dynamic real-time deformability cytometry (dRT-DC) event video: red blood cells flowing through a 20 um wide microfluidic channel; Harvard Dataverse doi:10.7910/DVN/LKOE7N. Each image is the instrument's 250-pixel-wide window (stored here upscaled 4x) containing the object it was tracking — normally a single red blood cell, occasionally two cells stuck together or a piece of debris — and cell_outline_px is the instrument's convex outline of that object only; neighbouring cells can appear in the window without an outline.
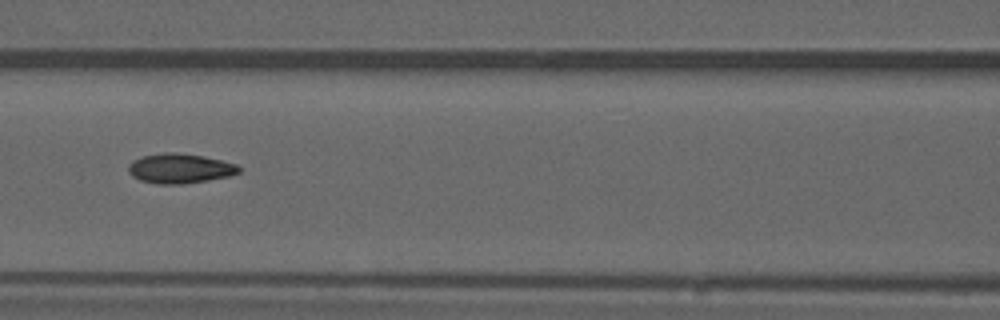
{"species": "common noctule bat (a hibernating species)", "species_latin": "Nyctalus noctula", "temperature_condition": "warm", "stored_images_in_passage": 52, "camera_frame_rate_fps": 3000, "um_per_image_px": 0.085, "animal": {"sex": "male", "forearm_length_mm": 52.5}, "frame": {"image": 1, "passage_image": 23, "time_ms": 7.333, "image_size_px": [1000, 320], "cell_outline_px": [[240, 172], [228, 176], [208, 180], [184, 184], [160, 184], [140, 180], [132, 176], [128, 172], [128, 164], [132, 160], [144, 156], [164, 152], [176, 152], [204, 156], [236, 164], [240, 168]], "centroid_in_image_um": [15.26, 14.31], "position_along_channel_um": 151.3, "area_um2": 19.13}, "authors_computed_cell_mechanics": {"area_um2": 18.496, "velocity_mm_per_s": 3.9425, "shape_relaxation_time_tau1_ms": null, "shape_relaxation_time_tau2_ms": 2.6633, "deformation_change_tau1": null, "deformation_change_tau2": 0.1005}}